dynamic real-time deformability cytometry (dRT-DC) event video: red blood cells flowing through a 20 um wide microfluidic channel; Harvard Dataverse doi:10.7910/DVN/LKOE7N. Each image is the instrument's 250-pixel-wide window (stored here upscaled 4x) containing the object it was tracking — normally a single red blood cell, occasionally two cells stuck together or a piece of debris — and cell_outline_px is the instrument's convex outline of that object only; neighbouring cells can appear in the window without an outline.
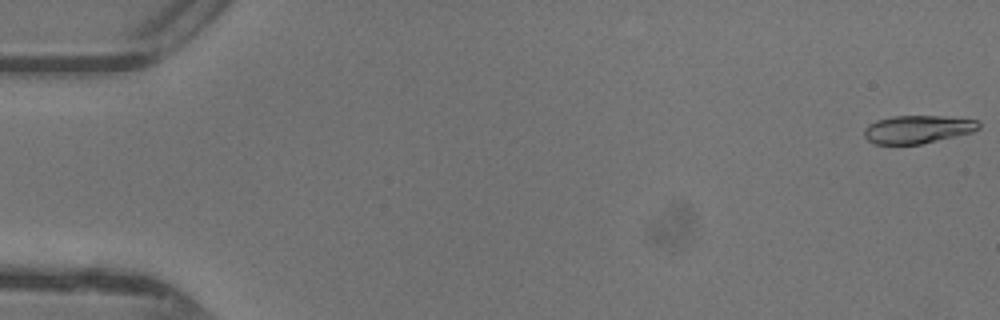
{"species": "common noctule bat (a hibernating species)", "species_latin": "Nyctalus noctula", "temperature_condition": "warm", "stored_images_in_passage": 47, "camera_frame_rate_fps": 3000, "um_per_image_px": 0.085, "animal": {"sex": "female"}, "frame": {"image": 1, "passage_image": 1, "time_ms": 0.0, "image_size_px": [1000, 320], "cell_outline_px": [[980, 128], [972, 132], [920, 144], [876, 144], [868, 140], [864, 136], [864, 128], [868, 124], [876, 120], [892, 116], [944, 116], [980, 120]], "centroid_in_image_um": [78.0, 10.98], "position_along_channel_um": 7.0, "area_um2": 18.73}}
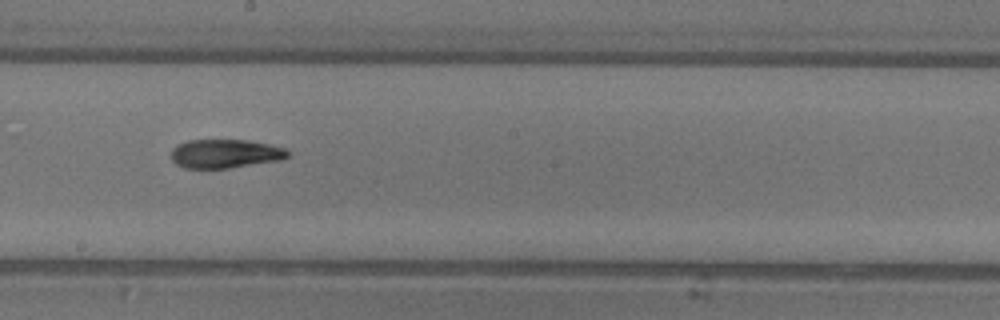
{"frame": {"image": 2, "passage_image": 27, "time_ms": 8.667, "image_size_px": [1000, 320], "cell_outline_px": [[292, 152], [288, 156], [280, 160], [228, 168], [184, 168], [176, 164], [172, 160], [172, 148], [176, 144], [188, 140], [248, 140], [272, 144], [288, 148]], "centroid_in_image_um": [19.18, 13.05], "position_along_channel_um": 229.0, "area_um2": 19.83}}
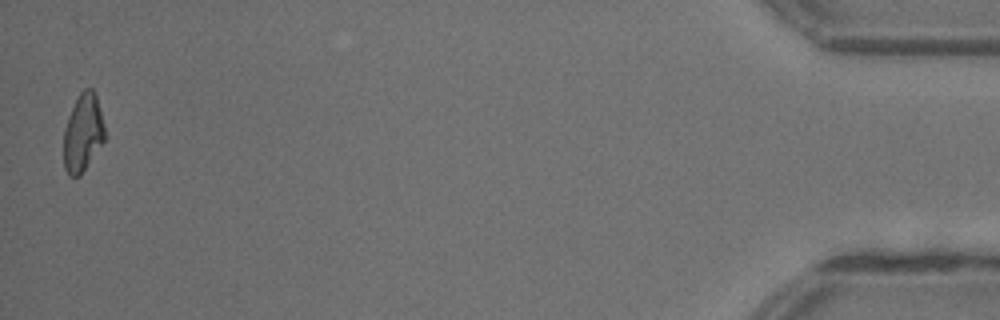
{"frame": {"image": 3, "passage_image": 47, "time_ms": 15.333, "image_size_px": [1000, 320], "cell_outline_px": [[104, 140], [80, 176], [68, 176], [64, 168], [64, 128], [68, 116], [80, 92], [84, 88], [92, 88], [96, 96], [104, 128]], "centroid_in_image_um": [7.02, 11.31], "position_along_channel_um": 428.2, "area_um2": 18.26}, "authors_computed_cell_mechanics": {"area_um2": 19.652, "velocity_mm_per_s": 4.4222, "shape_relaxation_time_tau1_ms": 3.9374, "shape_relaxation_time_tau2_ms": 2.9568, "deformation_change_tau1": 0.1693, "deformation_change_tau2": 0.102}}